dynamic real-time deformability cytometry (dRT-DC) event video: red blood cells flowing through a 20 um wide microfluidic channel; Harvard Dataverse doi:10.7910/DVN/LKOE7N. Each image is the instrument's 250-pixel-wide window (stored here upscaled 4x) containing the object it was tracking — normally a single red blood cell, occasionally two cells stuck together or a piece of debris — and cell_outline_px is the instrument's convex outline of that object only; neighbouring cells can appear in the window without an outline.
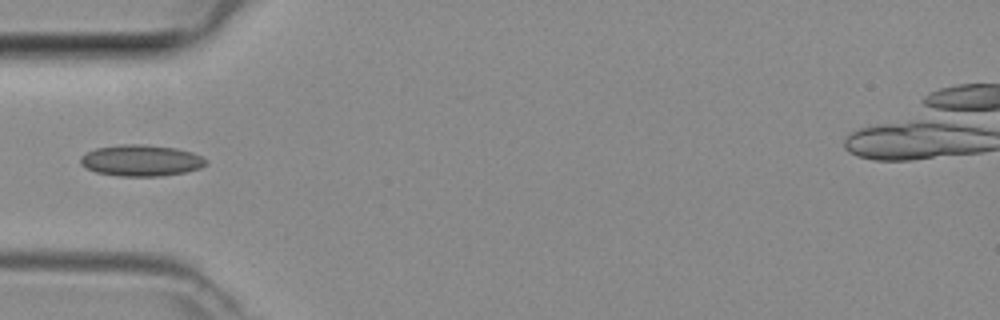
{"species": "common noctule bat (a hibernating species)", "species_latin": "Nyctalus noctula", "temperature_condition": "room temperature", "stored_images_in_passage": 1, "camera_frame_rate_fps": 3000, "um_per_image_px": 0.085, "animal": {"sex": "female", "body_mass_g": 29.2, "forearm_length_mm": 56.3}, "frame": {"image": 1, "passage_image": 1, "time_ms": 0.0, "image_size_px": [1000, 320], "cell_outline_px": [[208, 164], [200, 168], [184, 172], [160, 176], [120, 176], [96, 172], [80, 164], [80, 156], [96, 148], [120, 144], [144, 144], [176, 148], [192, 152], [208, 160]], "centroid_in_image_um": [12.01, 13.63], "position_along_channel_um": 73.0, "area_um2": 22.89}}